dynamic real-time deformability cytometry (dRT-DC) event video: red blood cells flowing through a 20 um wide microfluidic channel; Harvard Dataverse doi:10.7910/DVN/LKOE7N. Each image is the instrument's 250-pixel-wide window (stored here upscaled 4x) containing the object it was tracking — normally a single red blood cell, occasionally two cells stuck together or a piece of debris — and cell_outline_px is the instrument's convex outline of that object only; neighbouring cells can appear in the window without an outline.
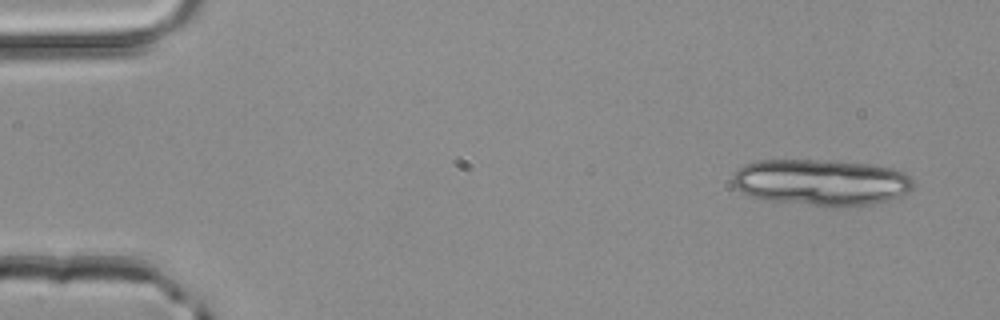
{"species": "common noctule bat (a hibernating species)", "species_latin": "Nyctalus noctula", "temperature_condition": "room temperature", "stored_images_in_passage": 3, "camera_frame_rate_fps": 3000, "um_per_image_px": 0.085, "animal": {"sex": "male", "body_mass_g": 20.4}, "frame": {"image": 1, "passage_image": 1, "time_ms": 0.0, "image_size_px": [1000, 320], "cell_outline_px": [[916, 184], [908, 192], [900, 196], [888, 200], [872, 204], [844, 208], [832, 208], [760, 200], [748, 196], [740, 192], [732, 184], [732, 176], [744, 164], [756, 160], [836, 160], [872, 164], [892, 168], [904, 172], [912, 176]], "centroid_in_image_um": [69.81, 15.52], "position_along_channel_um": 15.2, "area_um2": 50.29}}